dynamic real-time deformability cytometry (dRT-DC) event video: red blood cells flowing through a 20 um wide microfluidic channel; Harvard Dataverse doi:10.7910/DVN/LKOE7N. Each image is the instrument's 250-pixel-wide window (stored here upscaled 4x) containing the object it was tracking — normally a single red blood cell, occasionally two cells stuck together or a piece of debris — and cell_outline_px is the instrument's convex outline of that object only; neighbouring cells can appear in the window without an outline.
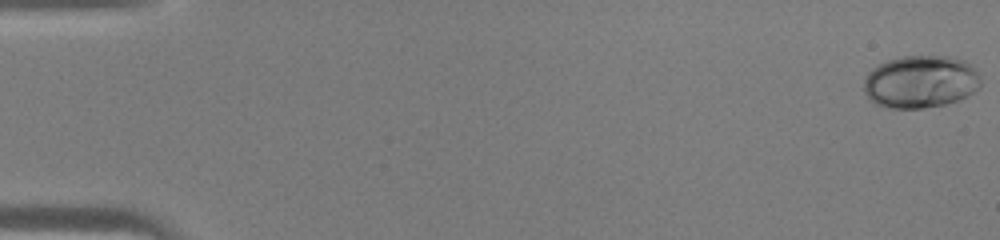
{"species": "human", "species_latin": "Homo sapiens", "temperature_condition": "warm", "stored_images_in_passage": 45, "camera_frame_rate_fps": 3000, "um_per_image_px": 0.085, "donor": {"sex": "male"}, "frame": {"image": 1, "passage_image": 1, "time_ms": 0.0, "image_size_px": [1000, 240], "cell_outline_px": [[980, 88], [968, 96], [960, 100], [944, 104], [924, 108], [892, 108], [876, 104], [864, 92], [864, 76], [872, 68], [888, 60], [900, 56], [948, 56], [964, 60], [980, 76]], "centroid_in_image_um": [78.25, 6.95], "position_along_channel_um": 6.8, "area_um2": 35.89}}
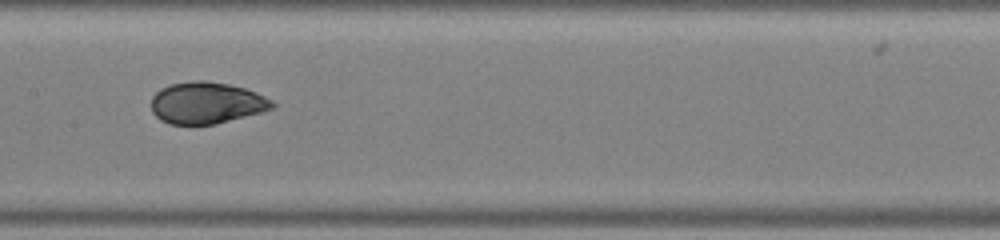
{"frame": {"image": 2, "passage_image": 24, "time_ms": 7.667, "image_size_px": [1000, 240], "cell_outline_px": [[276, 104], [272, 108], [264, 112], [216, 124], [168, 124], [160, 120], [152, 112], [152, 96], [160, 88], [172, 84], [192, 80], [204, 80], [228, 84], [244, 88], [256, 92], [272, 100]], "centroid_in_image_um": [17.56, 8.75], "position_along_channel_um": 189.8, "area_um2": 29.54}}
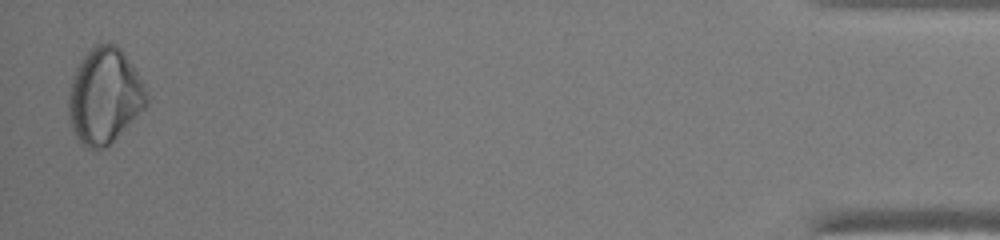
{"frame": {"image": 3, "passage_image": 45, "time_ms": 14.667, "image_size_px": [1000, 240], "cell_outline_px": [[148, 104], [104, 148], [96, 152], [80, 144], [72, 128], [68, 116], [68, 88], [72, 76], [80, 60], [96, 44], [116, 44], [124, 52], [136, 72], [144, 88], [148, 100]], "centroid_in_image_um": [8.83, 8.17], "position_along_channel_um": 426.4, "area_um2": 43.06}}